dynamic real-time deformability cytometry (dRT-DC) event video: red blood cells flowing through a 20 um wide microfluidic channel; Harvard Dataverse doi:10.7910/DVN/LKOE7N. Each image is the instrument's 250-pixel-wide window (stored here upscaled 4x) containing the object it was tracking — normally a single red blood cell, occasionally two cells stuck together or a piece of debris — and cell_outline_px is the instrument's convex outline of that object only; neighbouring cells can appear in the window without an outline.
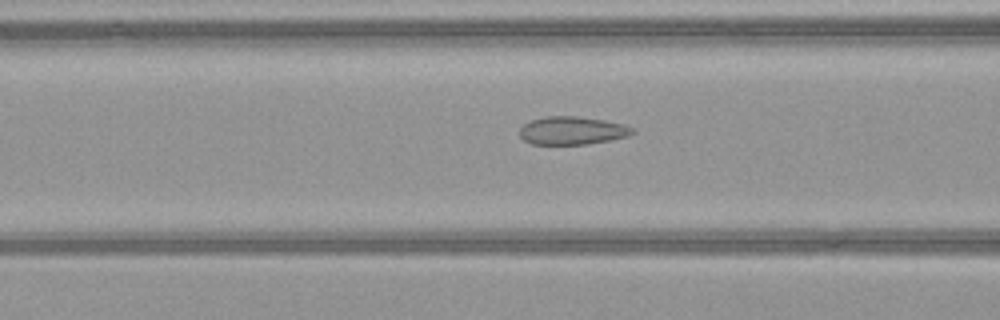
{"species": "common noctule bat (a hibernating species)", "species_latin": "Nyctalus noctula", "temperature_condition": "warm", "stored_images_in_passage": 32, "camera_frame_rate_fps": 3000, "um_per_image_px": 0.085, "animal": {"sex": "female", "body_mass_g": 21.9}, "frame": {"image": 1, "passage_image": 5, "time_ms": 1.333, "image_size_px": [1000, 320], "cell_outline_px": [[636, 132], [628, 136], [588, 144], [532, 144], [524, 140], [520, 136], [520, 128], [524, 124], [532, 120], [544, 116], [576, 116], [604, 120], [624, 124], [636, 128]], "centroid_in_image_um": [48.66, 11.09], "position_along_channel_um": 117.9, "area_um2": 18.5}}
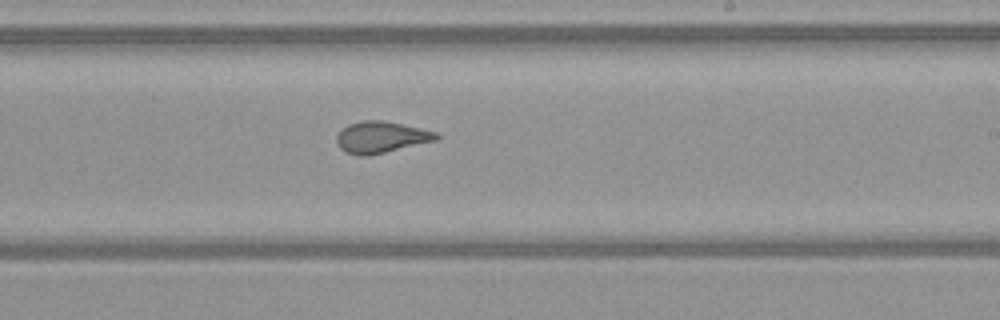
{"frame": {"image": 2, "passage_image": 15, "time_ms": 4.667, "image_size_px": [1000, 320], "cell_outline_px": [[440, 136], [436, 140], [368, 156], [360, 156], [344, 152], [336, 144], [336, 136], [348, 124], [364, 120], [384, 120], [440, 132]], "centroid_in_image_um": [32.4, 11.66], "position_along_channel_um": 256.6, "area_um2": 18.38}}
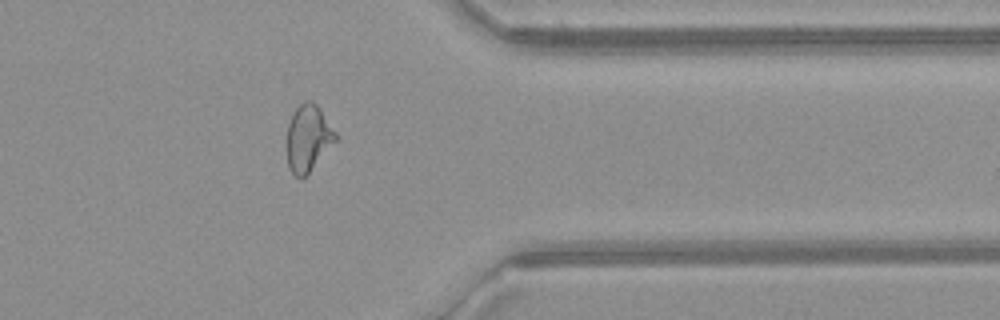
{"frame": {"image": 3, "passage_image": 25, "time_ms": 8.0, "image_size_px": [1000, 320], "cell_outline_px": [[336, 140], [308, 172], [300, 180], [288, 168], [288, 124], [292, 112], [304, 100], [312, 100], [320, 108], [336, 132]], "centroid_in_image_um": [26.18, 11.69], "position_along_channel_um": 385.2, "area_um2": 18.55}}